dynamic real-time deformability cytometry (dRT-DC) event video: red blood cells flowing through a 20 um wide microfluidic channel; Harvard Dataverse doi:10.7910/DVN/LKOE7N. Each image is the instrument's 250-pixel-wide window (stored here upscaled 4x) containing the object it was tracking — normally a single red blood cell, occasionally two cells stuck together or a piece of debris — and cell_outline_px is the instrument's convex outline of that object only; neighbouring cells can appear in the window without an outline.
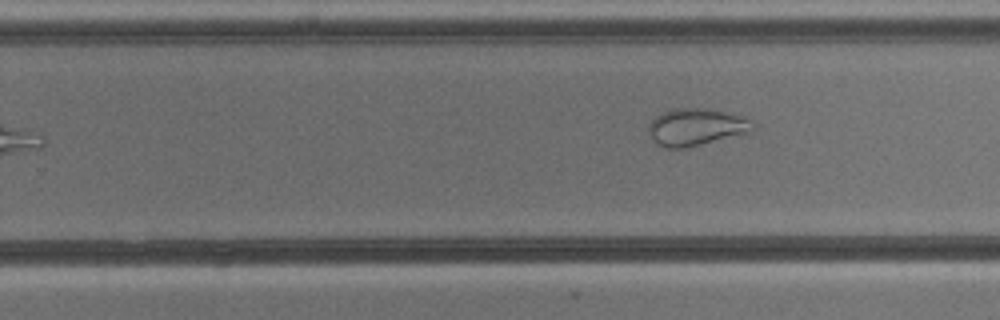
{"species": "common noctule bat (a hibernating species)", "species_latin": "Nyctalus noctula", "temperature_condition": "cold", "stored_images_in_passage": 11, "camera_frame_rate_fps": 3000, "um_per_image_px": 0.085, "animal": {"sex": "male", "body_mass_g": 13.3}, "frame": {"image": 1, "passage_image": 11, "time_ms": 11.667, "image_size_px": [1000, 320], "cell_outline_px": [[756, 128], [748, 132], [684, 148], [664, 148], [656, 144], [648, 136], [648, 124], [660, 112], [672, 108], [700, 108], [724, 112], [748, 120]], "centroid_in_image_um": [59.03, 10.8], "position_along_channel_um": 270.8, "area_um2": 22.2}}